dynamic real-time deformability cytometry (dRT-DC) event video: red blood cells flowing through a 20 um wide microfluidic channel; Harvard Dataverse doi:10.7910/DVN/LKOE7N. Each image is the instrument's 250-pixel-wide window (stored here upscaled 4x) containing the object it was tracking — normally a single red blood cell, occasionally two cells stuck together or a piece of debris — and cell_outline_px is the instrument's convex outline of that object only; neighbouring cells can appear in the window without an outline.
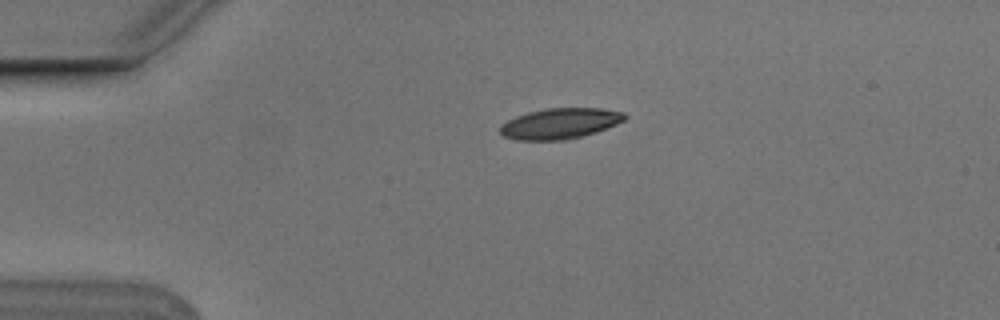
{"species": "Egyptian fruit bat (a non-hibernating species)", "species_latin": "Rousettus aegyptiacus", "temperature_condition": "cold", "stored_images_in_passage": 6, "camera_frame_rate_fps": 3000, "um_per_image_px": 0.085, "animal": {"sex": "male"}, "frame": {"image": 1, "passage_image": 1, "time_ms": 0.0, "image_size_px": [1000, 320], "cell_outline_px": [[628, 116], [624, 120], [616, 124], [596, 132], [564, 140], [516, 140], [504, 136], [500, 132], [500, 124], [516, 116], [528, 112], [548, 108], [600, 108], [624, 112]], "centroid_in_image_um": [47.59, 10.49], "position_along_channel_um": 37.4, "area_um2": 22.2}}
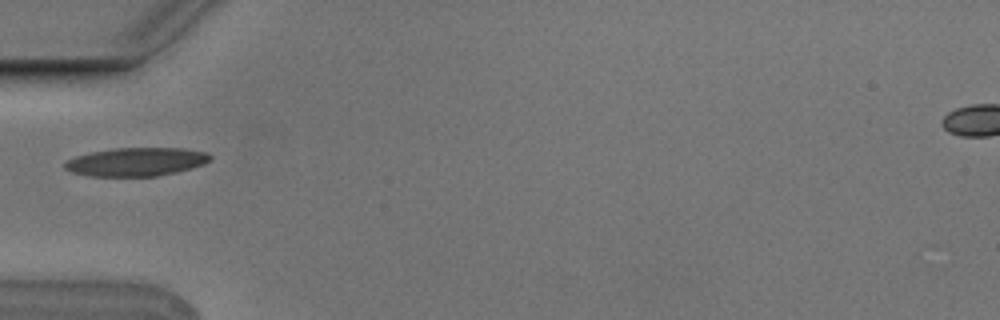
{"frame": {"image": 2, "passage_image": 6, "time_ms": 1.667, "image_size_px": [1000, 320], "cell_outline_px": [[212, 156], [204, 164], [176, 172], [156, 176], [88, 176], [72, 172], [64, 168], [64, 164], [68, 160], [76, 156], [92, 152], [112, 148], [184, 148], [204, 152]], "centroid_in_image_um": [11.56, 13.75], "position_along_channel_um": 73.4, "area_um2": 23.93}}